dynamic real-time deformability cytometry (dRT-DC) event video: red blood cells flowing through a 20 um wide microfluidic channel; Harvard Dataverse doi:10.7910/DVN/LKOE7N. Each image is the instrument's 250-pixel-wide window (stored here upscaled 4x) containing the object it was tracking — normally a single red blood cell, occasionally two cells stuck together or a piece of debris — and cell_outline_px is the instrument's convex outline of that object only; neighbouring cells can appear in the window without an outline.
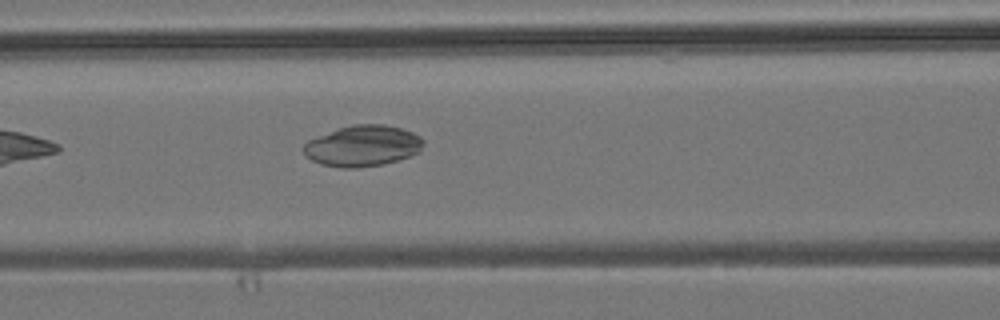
{"species": "common noctule bat (a hibernating species)", "species_latin": "Nyctalus noctula", "temperature_condition": "room temperature", "stored_images_in_passage": 5, "camera_frame_rate_fps": 3000, "um_per_image_px": 0.085, "animal": {"sex": "male", "body_mass_g": 19.2, "forearm_length_mm": 51.8}, "frame": {"image": 1, "passage_image": 5, "time_ms": 5.333, "image_size_px": [1000, 320], "cell_outline_px": [[424, 144], [420, 152], [384, 164], [356, 168], [340, 168], [320, 164], [304, 156], [304, 144], [308, 140], [340, 128], [352, 124], [384, 124], [400, 128], [412, 132], [420, 136], [424, 140]], "centroid_in_image_um": [30.83, 12.41], "position_along_channel_um": 135.8, "area_um2": 28.61}}